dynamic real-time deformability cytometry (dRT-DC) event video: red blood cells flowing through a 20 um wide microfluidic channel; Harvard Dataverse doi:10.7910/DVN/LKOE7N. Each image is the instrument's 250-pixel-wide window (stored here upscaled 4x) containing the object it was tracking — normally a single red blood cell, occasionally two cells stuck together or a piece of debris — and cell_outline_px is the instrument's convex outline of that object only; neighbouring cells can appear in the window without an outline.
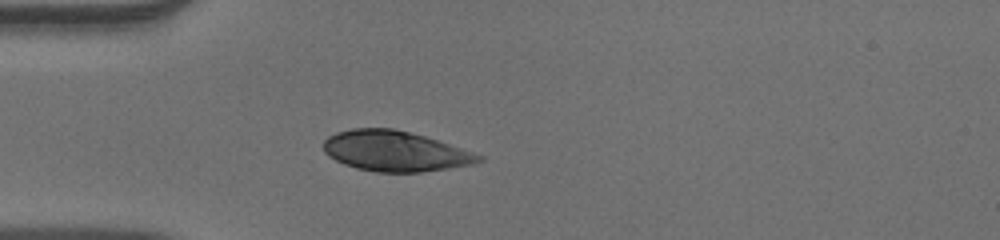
{"species": "human", "species_latin": "Homo sapiens", "temperature_condition": "warm", "stored_images_in_passage": 38, "camera_frame_rate_fps": 3000, "um_per_image_px": 0.085, "donor": {"sex": "male"}, "frame": {"image": 1, "passage_image": 1, "time_ms": 0.0, "image_size_px": [1000, 240], "cell_outline_px": [[484, 160], [472, 164], [448, 168], [420, 172], [376, 172], [356, 168], [344, 164], [328, 156], [324, 152], [324, 140], [328, 136], [336, 132], [352, 128], [392, 128], [424, 136], [484, 156]], "centroid_in_image_um": [33.54, 12.85], "position_along_channel_um": 51.5, "area_um2": 36.24}}
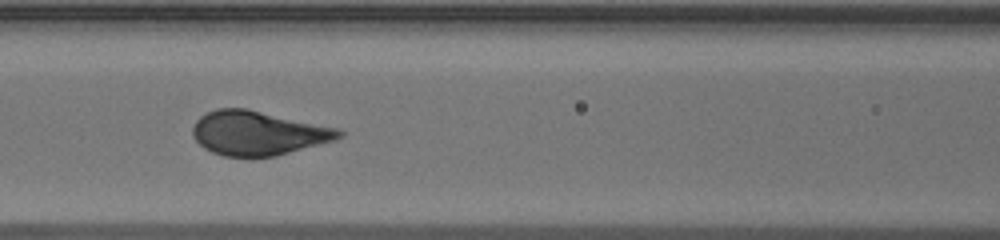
{"frame": {"image": 2, "passage_image": 9, "time_ms": 2.667, "image_size_px": [1000, 240], "cell_outline_px": [[344, 136], [336, 140], [276, 156], [224, 156], [212, 152], [204, 148], [192, 136], [192, 128], [196, 120], [200, 116], [216, 108], [248, 108], [340, 128], [344, 132]], "centroid_in_image_um": [21.97, 11.3], "position_along_channel_um": 144.6, "area_um2": 37.97}}
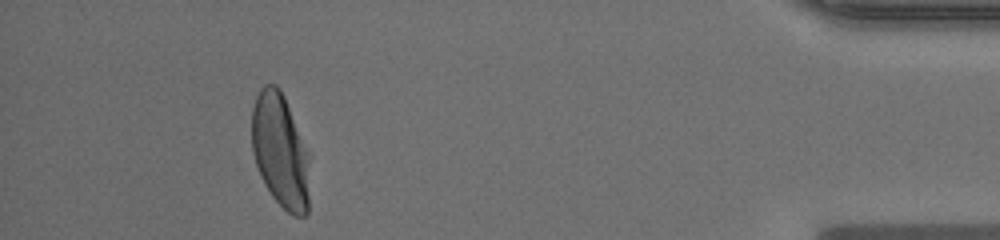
{"frame": {"image": 3, "passage_image": 34, "time_ms": 11.0, "image_size_px": [1000, 240], "cell_outline_px": [[308, 212], [304, 216], [292, 216], [272, 196], [264, 184], [260, 176], [252, 152], [252, 108], [256, 96], [260, 88], [264, 84], [276, 84], [280, 88], [284, 96], [308, 156]], "centroid_in_image_um": [23.78, 12.82], "position_along_channel_um": 411.4, "area_um2": 37.97}}